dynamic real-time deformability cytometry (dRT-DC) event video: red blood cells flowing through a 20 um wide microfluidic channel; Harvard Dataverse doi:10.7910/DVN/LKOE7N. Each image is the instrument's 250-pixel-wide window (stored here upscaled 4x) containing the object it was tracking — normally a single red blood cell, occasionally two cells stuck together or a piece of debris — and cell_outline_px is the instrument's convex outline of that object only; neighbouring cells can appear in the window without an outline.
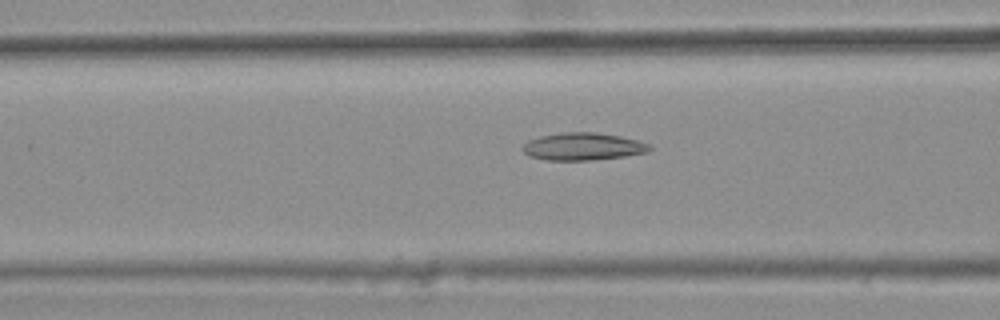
{"species": "common noctule bat (a hibernating species)", "species_latin": "Nyctalus noctula", "temperature_condition": "warm", "stored_images_in_passage": 29, "camera_frame_rate_fps": 3000, "um_per_image_px": 0.085, "animal": {"sex": "female", "body_mass_g": 25.1}, "frame": {"image": 1, "passage_image": 8, "time_ms": 2.333, "image_size_px": [1000, 320], "cell_outline_px": [[652, 148], [648, 152], [624, 156], [592, 160], [544, 160], [528, 156], [520, 148], [528, 140], [540, 136], [564, 132], [596, 132], [620, 136], [652, 144]], "centroid_in_image_um": [49.54, 12.45], "position_along_channel_um": 117.1, "area_um2": 20.46}}
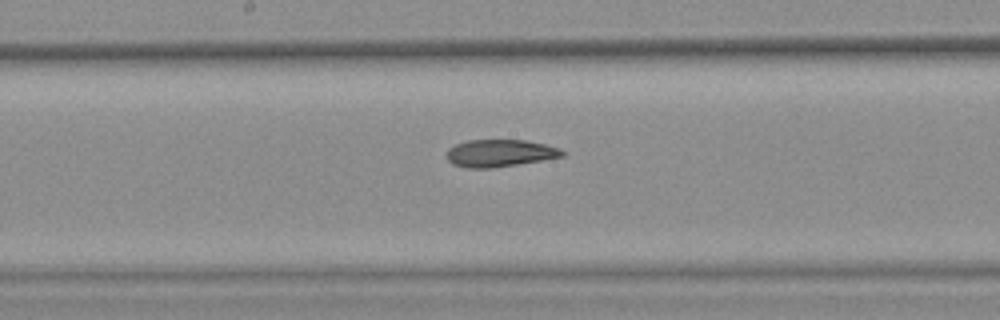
{"frame": {"image": 2, "passage_image": 15, "time_ms": 4.667, "image_size_px": [1000, 320], "cell_outline_px": [[564, 156], [492, 168], [468, 168], [452, 164], [448, 160], [448, 148], [456, 144], [468, 140], [524, 140], [544, 144], [560, 148], [564, 152]], "centroid_in_image_um": [42.47, 13.01], "position_along_channel_um": 205.7, "area_um2": 18.15}}
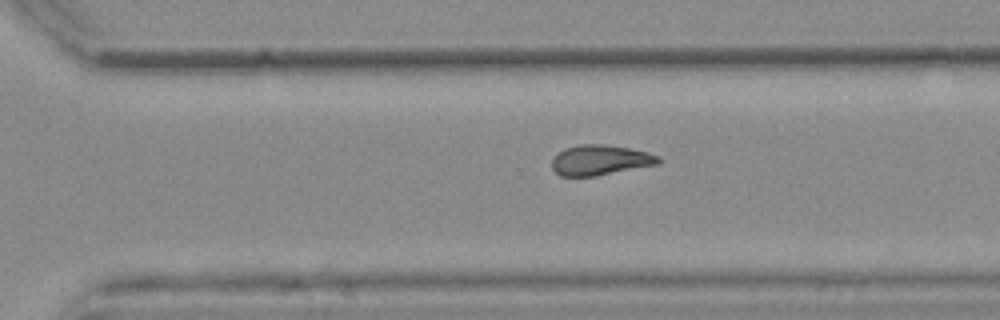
{"frame": {"image": 3, "passage_image": 24, "time_ms": 7.667, "image_size_px": [1000, 320], "cell_outline_px": [[664, 160], [660, 164], [596, 176], [560, 176], [552, 168], [552, 156], [564, 148], [580, 144], [604, 144], [628, 148], [648, 152], [660, 156]], "centroid_in_image_um": [51.04, 13.6], "position_along_channel_um": 319.6, "area_um2": 19.07}, "authors_computed_cell_mechanics": {"area_um2": 19.074, "velocity_mm_per_s": 3.8015, "shape_relaxation_time_tau1_ms": null, "shape_relaxation_time_tau2_ms": 5.0297, "deformation_change_tau1": null, "deformation_change_tau2": 0.132}}